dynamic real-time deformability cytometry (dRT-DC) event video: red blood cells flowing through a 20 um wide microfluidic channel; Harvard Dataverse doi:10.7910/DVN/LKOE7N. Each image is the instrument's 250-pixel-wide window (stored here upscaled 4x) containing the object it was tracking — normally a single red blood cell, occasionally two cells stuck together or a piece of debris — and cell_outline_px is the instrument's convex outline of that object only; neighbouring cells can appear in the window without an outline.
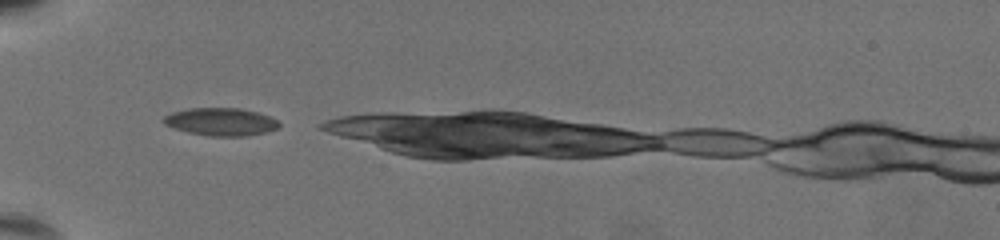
{"species": "common noctule bat (a hibernating species)", "species_latin": "Nyctalus noctula", "temperature_condition": "warm", "stored_images_in_passage": 8, "camera_frame_rate_fps": 3000, "um_per_image_px": 0.085, "animal": {"sex": "female", "body_mass_g": 19.5, "forearm_length_mm": 54.1}, "frame": {"image": 1, "passage_image": 1, "time_ms": 0.0, "image_size_px": [1000, 240], "cell_outline_px": [[280, 124], [276, 128], [264, 132], [244, 136], [212, 136], [188, 132], [164, 124], [160, 120], [164, 116], [172, 112], [188, 108], [240, 108], [256, 112], [268, 116], [276, 120]], "centroid_in_image_um": [18.72, 10.34], "position_along_channel_um": 66.3, "area_um2": 18.44}}
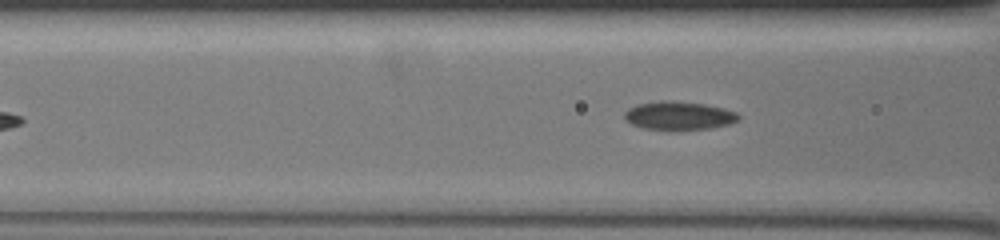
{"frame": {"image": 2, "passage_image": 5, "time_ms": 1.333, "image_size_px": [1000, 240], "cell_outline_px": [[740, 116], [736, 120], [728, 124], [708, 128], [640, 128], [624, 120], [624, 112], [628, 108], [636, 104], [660, 100], [664, 100], [704, 104], [736, 112]], "centroid_in_image_um": [57.61, 9.8], "position_along_channel_um": 109.0, "area_um2": 18.26}}